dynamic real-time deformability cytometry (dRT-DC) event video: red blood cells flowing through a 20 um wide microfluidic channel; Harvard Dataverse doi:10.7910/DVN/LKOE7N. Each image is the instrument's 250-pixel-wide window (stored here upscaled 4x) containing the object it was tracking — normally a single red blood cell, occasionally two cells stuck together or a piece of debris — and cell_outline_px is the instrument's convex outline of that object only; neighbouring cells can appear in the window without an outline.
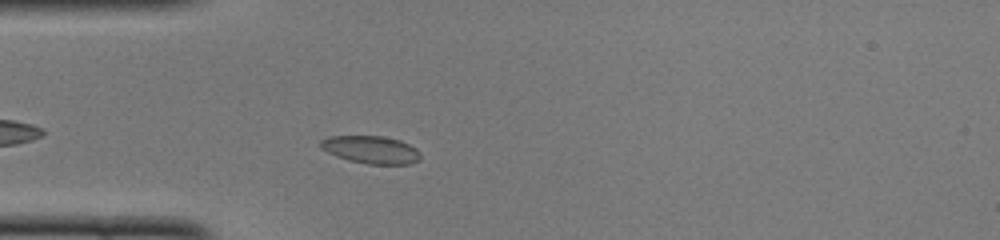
{"species": "common noctule bat (a hibernating species)", "species_latin": "Nyctalus noctula", "temperature_condition": "cold", "stored_images_in_passage": 34, "camera_frame_rate_fps": 3000, "um_per_image_px": 0.085, "animal": {"sex": "female", "body_mass_g": 22.0, "forearm_length_mm": 56.7}, "frame": {"image": 1, "passage_image": 5, "time_ms": 1.333, "image_size_px": [1000, 240], "cell_outline_px": [[420, 160], [412, 164], [368, 164], [348, 160], [336, 156], [320, 148], [320, 140], [328, 136], [384, 136], [400, 140], [416, 148], [420, 152]], "centroid_in_image_um": [31.54, 12.72], "position_along_channel_um": 53.5, "area_um2": 16.24}}
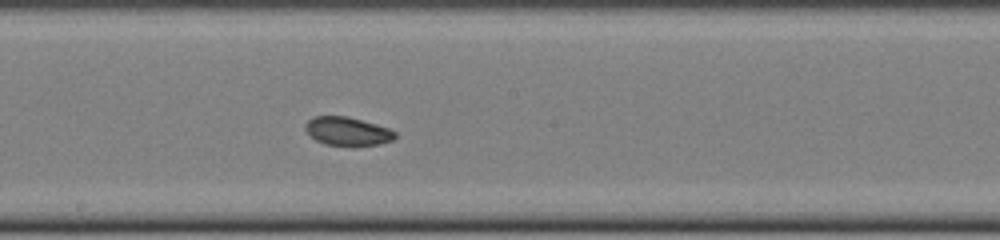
{"frame": {"image": 2, "passage_image": 18, "time_ms": 5.667, "image_size_px": [1000, 240], "cell_outline_px": [[396, 136], [392, 140], [380, 144], [352, 148], [324, 144], [316, 140], [304, 128], [304, 124], [312, 116], [348, 116], [376, 124], [388, 128], [396, 132]], "centroid_in_image_um": [29.53, 11.19], "position_along_channel_um": 218.7, "area_um2": 15.37}}
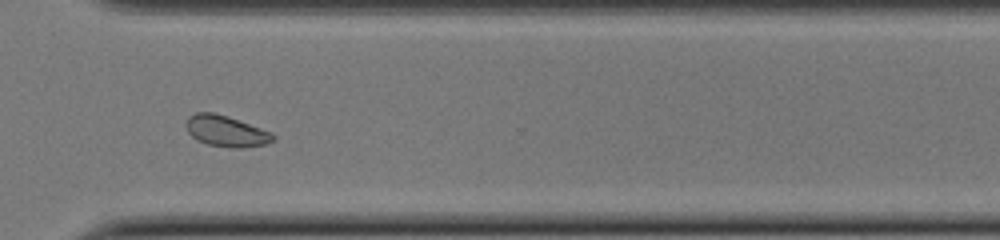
{"frame": {"image": 3, "passage_image": 28, "time_ms": 9.0, "image_size_px": [1000, 240], "cell_outline_px": [[276, 140], [264, 144], [244, 148], [228, 148], [208, 144], [196, 140], [188, 132], [184, 124], [188, 116], [196, 112], [216, 112], [228, 116], [272, 132], [276, 136]], "centroid_in_image_um": [19.21, 11.14], "position_along_channel_um": 351.4, "area_um2": 16.07}, "authors_computed_cell_mechanics": {"area_um2": 15.0569, "velocity_mm_per_s": 3.9584, "shape_relaxation_time_tau1_ms": 4.311, "shape_relaxation_time_tau2_ms": 3.5681, "deformation_change_tau1": 0.0908, "deformation_change_tau2": 0.0752}}